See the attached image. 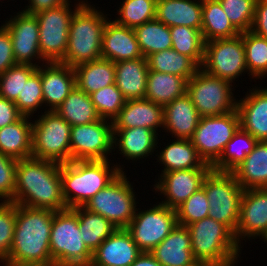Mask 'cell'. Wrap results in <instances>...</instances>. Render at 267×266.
Returning a JSON list of instances; mask_svg holds the SVG:
<instances>
[{
  "instance_id": "816d5d0a",
  "label": "cell",
  "mask_w": 267,
  "mask_h": 266,
  "mask_svg": "<svg viewBox=\"0 0 267 266\" xmlns=\"http://www.w3.org/2000/svg\"><path fill=\"white\" fill-rule=\"evenodd\" d=\"M250 31L267 38V0H257L255 4L254 19Z\"/></svg>"
},
{
  "instance_id": "60d3db41",
  "label": "cell",
  "mask_w": 267,
  "mask_h": 266,
  "mask_svg": "<svg viewBox=\"0 0 267 266\" xmlns=\"http://www.w3.org/2000/svg\"><path fill=\"white\" fill-rule=\"evenodd\" d=\"M243 43L248 76L263 80L267 76V38L246 31L243 32Z\"/></svg>"
},
{
  "instance_id": "d4e9b609",
  "label": "cell",
  "mask_w": 267,
  "mask_h": 266,
  "mask_svg": "<svg viewBox=\"0 0 267 266\" xmlns=\"http://www.w3.org/2000/svg\"><path fill=\"white\" fill-rule=\"evenodd\" d=\"M150 253L162 266H198L186 226L177 225Z\"/></svg>"
},
{
  "instance_id": "ffe728a7",
  "label": "cell",
  "mask_w": 267,
  "mask_h": 266,
  "mask_svg": "<svg viewBox=\"0 0 267 266\" xmlns=\"http://www.w3.org/2000/svg\"><path fill=\"white\" fill-rule=\"evenodd\" d=\"M141 253L126 228H119L92 252L89 266H130Z\"/></svg>"
},
{
  "instance_id": "2e32d148",
  "label": "cell",
  "mask_w": 267,
  "mask_h": 266,
  "mask_svg": "<svg viewBox=\"0 0 267 266\" xmlns=\"http://www.w3.org/2000/svg\"><path fill=\"white\" fill-rule=\"evenodd\" d=\"M10 16L3 25L11 35L16 63L29 64L36 67L40 66L41 62L44 64L46 61L42 58L39 50V25L36 16L25 13L22 10Z\"/></svg>"
},
{
  "instance_id": "bcb514c9",
  "label": "cell",
  "mask_w": 267,
  "mask_h": 266,
  "mask_svg": "<svg viewBox=\"0 0 267 266\" xmlns=\"http://www.w3.org/2000/svg\"><path fill=\"white\" fill-rule=\"evenodd\" d=\"M209 202L203 187L193 193L176 209L177 223L187 226L208 217Z\"/></svg>"
},
{
  "instance_id": "4316f807",
  "label": "cell",
  "mask_w": 267,
  "mask_h": 266,
  "mask_svg": "<svg viewBox=\"0 0 267 266\" xmlns=\"http://www.w3.org/2000/svg\"><path fill=\"white\" fill-rule=\"evenodd\" d=\"M155 19L168 27H202V0H156Z\"/></svg>"
},
{
  "instance_id": "8fae6325",
  "label": "cell",
  "mask_w": 267,
  "mask_h": 266,
  "mask_svg": "<svg viewBox=\"0 0 267 266\" xmlns=\"http://www.w3.org/2000/svg\"><path fill=\"white\" fill-rule=\"evenodd\" d=\"M77 1L74 6L68 0L56 8L35 14L39 25V50L46 62H61L64 59L72 15L85 0ZM70 5L75 8H72L74 11Z\"/></svg>"
},
{
  "instance_id": "e0dca14e",
  "label": "cell",
  "mask_w": 267,
  "mask_h": 266,
  "mask_svg": "<svg viewBox=\"0 0 267 266\" xmlns=\"http://www.w3.org/2000/svg\"><path fill=\"white\" fill-rule=\"evenodd\" d=\"M211 169H184L165 172L158 176L153 185L155 193L163 195L159 203L176 210L193 193L202 187L206 175Z\"/></svg>"
},
{
  "instance_id": "836d02e7",
  "label": "cell",
  "mask_w": 267,
  "mask_h": 266,
  "mask_svg": "<svg viewBox=\"0 0 267 266\" xmlns=\"http://www.w3.org/2000/svg\"><path fill=\"white\" fill-rule=\"evenodd\" d=\"M201 33L205 42L241 34L232 25L219 0H202Z\"/></svg>"
},
{
  "instance_id": "f1b7e54d",
  "label": "cell",
  "mask_w": 267,
  "mask_h": 266,
  "mask_svg": "<svg viewBox=\"0 0 267 266\" xmlns=\"http://www.w3.org/2000/svg\"><path fill=\"white\" fill-rule=\"evenodd\" d=\"M148 71L145 57L115 63V85L126 100L145 98Z\"/></svg>"
},
{
  "instance_id": "f35d334b",
  "label": "cell",
  "mask_w": 267,
  "mask_h": 266,
  "mask_svg": "<svg viewBox=\"0 0 267 266\" xmlns=\"http://www.w3.org/2000/svg\"><path fill=\"white\" fill-rule=\"evenodd\" d=\"M257 142L251 134L239 128L227 143L219 160L212 166V170L232 172L245 160Z\"/></svg>"
},
{
  "instance_id": "83f0119b",
  "label": "cell",
  "mask_w": 267,
  "mask_h": 266,
  "mask_svg": "<svg viewBox=\"0 0 267 266\" xmlns=\"http://www.w3.org/2000/svg\"><path fill=\"white\" fill-rule=\"evenodd\" d=\"M156 152V162L163 166L161 174L184 169H212L199 157L195 146L189 139H173L163 150Z\"/></svg>"
},
{
  "instance_id": "7dc6e473",
  "label": "cell",
  "mask_w": 267,
  "mask_h": 266,
  "mask_svg": "<svg viewBox=\"0 0 267 266\" xmlns=\"http://www.w3.org/2000/svg\"><path fill=\"white\" fill-rule=\"evenodd\" d=\"M232 25L240 32L250 31L257 0H219Z\"/></svg>"
},
{
  "instance_id": "30bf717a",
  "label": "cell",
  "mask_w": 267,
  "mask_h": 266,
  "mask_svg": "<svg viewBox=\"0 0 267 266\" xmlns=\"http://www.w3.org/2000/svg\"><path fill=\"white\" fill-rule=\"evenodd\" d=\"M234 86L235 84L211 76L200 68L187 81L186 93L201 117L220 116L237 108V98L232 92H235Z\"/></svg>"
},
{
  "instance_id": "f546056e",
  "label": "cell",
  "mask_w": 267,
  "mask_h": 266,
  "mask_svg": "<svg viewBox=\"0 0 267 266\" xmlns=\"http://www.w3.org/2000/svg\"><path fill=\"white\" fill-rule=\"evenodd\" d=\"M32 118L22 116L16 122L0 128V152L16 160L32 155Z\"/></svg>"
},
{
  "instance_id": "7a4b0ae2",
  "label": "cell",
  "mask_w": 267,
  "mask_h": 266,
  "mask_svg": "<svg viewBox=\"0 0 267 266\" xmlns=\"http://www.w3.org/2000/svg\"><path fill=\"white\" fill-rule=\"evenodd\" d=\"M54 213L16 204L14 237L4 262L53 265L49 242Z\"/></svg>"
},
{
  "instance_id": "8d00e7d4",
  "label": "cell",
  "mask_w": 267,
  "mask_h": 266,
  "mask_svg": "<svg viewBox=\"0 0 267 266\" xmlns=\"http://www.w3.org/2000/svg\"><path fill=\"white\" fill-rule=\"evenodd\" d=\"M146 59L149 71L178 75L186 81L200 69L190 57L172 48L153 53Z\"/></svg>"
},
{
  "instance_id": "1f68e13d",
  "label": "cell",
  "mask_w": 267,
  "mask_h": 266,
  "mask_svg": "<svg viewBox=\"0 0 267 266\" xmlns=\"http://www.w3.org/2000/svg\"><path fill=\"white\" fill-rule=\"evenodd\" d=\"M76 87L90 95L115 83V63L104 58L79 64L73 68Z\"/></svg>"
},
{
  "instance_id": "5b68a950",
  "label": "cell",
  "mask_w": 267,
  "mask_h": 266,
  "mask_svg": "<svg viewBox=\"0 0 267 266\" xmlns=\"http://www.w3.org/2000/svg\"><path fill=\"white\" fill-rule=\"evenodd\" d=\"M194 258L207 266H235L242 251L234 233L221 222L204 218L186 226Z\"/></svg>"
},
{
  "instance_id": "c3c4849f",
  "label": "cell",
  "mask_w": 267,
  "mask_h": 266,
  "mask_svg": "<svg viewBox=\"0 0 267 266\" xmlns=\"http://www.w3.org/2000/svg\"><path fill=\"white\" fill-rule=\"evenodd\" d=\"M16 223V203L0 202V263L9 255Z\"/></svg>"
},
{
  "instance_id": "f6af8a7d",
  "label": "cell",
  "mask_w": 267,
  "mask_h": 266,
  "mask_svg": "<svg viewBox=\"0 0 267 266\" xmlns=\"http://www.w3.org/2000/svg\"><path fill=\"white\" fill-rule=\"evenodd\" d=\"M37 70L29 64H16L0 75V96L15 101L18 98L24 83Z\"/></svg>"
},
{
  "instance_id": "db71d44e",
  "label": "cell",
  "mask_w": 267,
  "mask_h": 266,
  "mask_svg": "<svg viewBox=\"0 0 267 266\" xmlns=\"http://www.w3.org/2000/svg\"><path fill=\"white\" fill-rule=\"evenodd\" d=\"M68 0H28V6L22 10L25 13L35 15L41 11L56 8ZM27 7V8H26Z\"/></svg>"
},
{
  "instance_id": "e575fe53",
  "label": "cell",
  "mask_w": 267,
  "mask_h": 266,
  "mask_svg": "<svg viewBox=\"0 0 267 266\" xmlns=\"http://www.w3.org/2000/svg\"><path fill=\"white\" fill-rule=\"evenodd\" d=\"M71 209L77 214L82 239L91 252H94L117 229L108 219L83 206Z\"/></svg>"
},
{
  "instance_id": "3957f363",
  "label": "cell",
  "mask_w": 267,
  "mask_h": 266,
  "mask_svg": "<svg viewBox=\"0 0 267 266\" xmlns=\"http://www.w3.org/2000/svg\"><path fill=\"white\" fill-rule=\"evenodd\" d=\"M110 161H70L60 165L62 194L67 208L84 206L121 172H124L122 164L114 165Z\"/></svg>"
},
{
  "instance_id": "9f6ffc18",
  "label": "cell",
  "mask_w": 267,
  "mask_h": 266,
  "mask_svg": "<svg viewBox=\"0 0 267 266\" xmlns=\"http://www.w3.org/2000/svg\"><path fill=\"white\" fill-rule=\"evenodd\" d=\"M2 263L3 266H53V265L30 264V263H19V262H2Z\"/></svg>"
},
{
  "instance_id": "ac0fdd59",
  "label": "cell",
  "mask_w": 267,
  "mask_h": 266,
  "mask_svg": "<svg viewBox=\"0 0 267 266\" xmlns=\"http://www.w3.org/2000/svg\"><path fill=\"white\" fill-rule=\"evenodd\" d=\"M266 234L267 188L246 189L241 198L239 221L234 234L236 241L241 246L243 240L262 239Z\"/></svg>"
},
{
  "instance_id": "681fc988",
  "label": "cell",
  "mask_w": 267,
  "mask_h": 266,
  "mask_svg": "<svg viewBox=\"0 0 267 266\" xmlns=\"http://www.w3.org/2000/svg\"><path fill=\"white\" fill-rule=\"evenodd\" d=\"M18 160L0 152V200L13 202L16 185V165Z\"/></svg>"
},
{
  "instance_id": "5bb4252c",
  "label": "cell",
  "mask_w": 267,
  "mask_h": 266,
  "mask_svg": "<svg viewBox=\"0 0 267 266\" xmlns=\"http://www.w3.org/2000/svg\"><path fill=\"white\" fill-rule=\"evenodd\" d=\"M139 210L137 208L126 230L142 252H150L178 225L177 213L161 203Z\"/></svg>"
},
{
  "instance_id": "52a82bcc",
  "label": "cell",
  "mask_w": 267,
  "mask_h": 266,
  "mask_svg": "<svg viewBox=\"0 0 267 266\" xmlns=\"http://www.w3.org/2000/svg\"><path fill=\"white\" fill-rule=\"evenodd\" d=\"M32 121L31 157L59 164L71 161V125L55 110L45 108L42 115Z\"/></svg>"
},
{
  "instance_id": "b9f144b4",
  "label": "cell",
  "mask_w": 267,
  "mask_h": 266,
  "mask_svg": "<svg viewBox=\"0 0 267 266\" xmlns=\"http://www.w3.org/2000/svg\"><path fill=\"white\" fill-rule=\"evenodd\" d=\"M122 1L116 12L118 13V17L114 20L116 23L134 29L155 19L156 0Z\"/></svg>"
},
{
  "instance_id": "6f0895ef",
  "label": "cell",
  "mask_w": 267,
  "mask_h": 266,
  "mask_svg": "<svg viewBox=\"0 0 267 266\" xmlns=\"http://www.w3.org/2000/svg\"><path fill=\"white\" fill-rule=\"evenodd\" d=\"M262 241H263L264 243H267V234L262 238Z\"/></svg>"
},
{
  "instance_id": "ba28073f",
  "label": "cell",
  "mask_w": 267,
  "mask_h": 266,
  "mask_svg": "<svg viewBox=\"0 0 267 266\" xmlns=\"http://www.w3.org/2000/svg\"><path fill=\"white\" fill-rule=\"evenodd\" d=\"M202 187L209 202L208 217L226 225L235 234L244 189L234 174L211 169Z\"/></svg>"
},
{
  "instance_id": "11a10c76",
  "label": "cell",
  "mask_w": 267,
  "mask_h": 266,
  "mask_svg": "<svg viewBox=\"0 0 267 266\" xmlns=\"http://www.w3.org/2000/svg\"><path fill=\"white\" fill-rule=\"evenodd\" d=\"M130 266H162L150 252H142Z\"/></svg>"
},
{
  "instance_id": "f907efd6",
  "label": "cell",
  "mask_w": 267,
  "mask_h": 266,
  "mask_svg": "<svg viewBox=\"0 0 267 266\" xmlns=\"http://www.w3.org/2000/svg\"><path fill=\"white\" fill-rule=\"evenodd\" d=\"M16 64L11 35L8 29L2 24L0 26V75Z\"/></svg>"
},
{
  "instance_id": "8992f818",
  "label": "cell",
  "mask_w": 267,
  "mask_h": 266,
  "mask_svg": "<svg viewBox=\"0 0 267 266\" xmlns=\"http://www.w3.org/2000/svg\"><path fill=\"white\" fill-rule=\"evenodd\" d=\"M53 266H89L92 252L84 244L77 214L71 209L54 213L50 233Z\"/></svg>"
},
{
  "instance_id": "7402d4cb",
  "label": "cell",
  "mask_w": 267,
  "mask_h": 266,
  "mask_svg": "<svg viewBox=\"0 0 267 266\" xmlns=\"http://www.w3.org/2000/svg\"><path fill=\"white\" fill-rule=\"evenodd\" d=\"M101 57L114 63L143 57L134 29L108 19L102 33Z\"/></svg>"
},
{
  "instance_id": "ee69618b",
  "label": "cell",
  "mask_w": 267,
  "mask_h": 266,
  "mask_svg": "<svg viewBox=\"0 0 267 266\" xmlns=\"http://www.w3.org/2000/svg\"><path fill=\"white\" fill-rule=\"evenodd\" d=\"M14 102L21 114L27 117L33 118L38 109H44L41 75L37 70L24 83L22 92Z\"/></svg>"
},
{
  "instance_id": "74e56055",
  "label": "cell",
  "mask_w": 267,
  "mask_h": 266,
  "mask_svg": "<svg viewBox=\"0 0 267 266\" xmlns=\"http://www.w3.org/2000/svg\"><path fill=\"white\" fill-rule=\"evenodd\" d=\"M143 57L172 48L170 27L154 19L134 28Z\"/></svg>"
},
{
  "instance_id": "9c48e42d",
  "label": "cell",
  "mask_w": 267,
  "mask_h": 266,
  "mask_svg": "<svg viewBox=\"0 0 267 266\" xmlns=\"http://www.w3.org/2000/svg\"><path fill=\"white\" fill-rule=\"evenodd\" d=\"M125 171L94 195L83 207L102 215L117 229L126 228L135 216L136 192Z\"/></svg>"
},
{
  "instance_id": "d590c367",
  "label": "cell",
  "mask_w": 267,
  "mask_h": 266,
  "mask_svg": "<svg viewBox=\"0 0 267 266\" xmlns=\"http://www.w3.org/2000/svg\"><path fill=\"white\" fill-rule=\"evenodd\" d=\"M55 111L71 126L90 124L100 119L90 95L77 87Z\"/></svg>"
},
{
  "instance_id": "9a60e30c",
  "label": "cell",
  "mask_w": 267,
  "mask_h": 266,
  "mask_svg": "<svg viewBox=\"0 0 267 266\" xmlns=\"http://www.w3.org/2000/svg\"><path fill=\"white\" fill-rule=\"evenodd\" d=\"M71 161L111 160L113 123L99 119L90 124L71 126Z\"/></svg>"
},
{
  "instance_id": "484cf974",
  "label": "cell",
  "mask_w": 267,
  "mask_h": 266,
  "mask_svg": "<svg viewBox=\"0 0 267 266\" xmlns=\"http://www.w3.org/2000/svg\"><path fill=\"white\" fill-rule=\"evenodd\" d=\"M163 118L161 105L142 98L126 100L119 115L112 123L113 128L145 127L158 134L160 128L163 130Z\"/></svg>"
},
{
  "instance_id": "4dcf8cb0",
  "label": "cell",
  "mask_w": 267,
  "mask_h": 266,
  "mask_svg": "<svg viewBox=\"0 0 267 266\" xmlns=\"http://www.w3.org/2000/svg\"><path fill=\"white\" fill-rule=\"evenodd\" d=\"M232 173L244 190L267 188V141H258Z\"/></svg>"
},
{
  "instance_id": "4fadbf2b",
  "label": "cell",
  "mask_w": 267,
  "mask_h": 266,
  "mask_svg": "<svg viewBox=\"0 0 267 266\" xmlns=\"http://www.w3.org/2000/svg\"><path fill=\"white\" fill-rule=\"evenodd\" d=\"M207 74L235 83L240 75L248 74L243 33L233 38L205 42L204 58L200 67Z\"/></svg>"
},
{
  "instance_id": "277c9868",
  "label": "cell",
  "mask_w": 267,
  "mask_h": 266,
  "mask_svg": "<svg viewBox=\"0 0 267 266\" xmlns=\"http://www.w3.org/2000/svg\"><path fill=\"white\" fill-rule=\"evenodd\" d=\"M95 5L84 1L72 15L68 44L64 59L61 63L72 68L101 58L102 33L106 14Z\"/></svg>"
},
{
  "instance_id": "6da1fadb",
  "label": "cell",
  "mask_w": 267,
  "mask_h": 266,
  "mask_svg": "<svg viewBox=\"0 0 267 266\" xmlns=\"http://www.w3.org/2000/svg\"><path fill=\"white\" fill-rule=\"evenodd\" d=\"M60 165L34 157L18 160L13 202L55 212L67 209L62 194Z\"/></svg>"
},
{
  "instance_id": "d6986e66",
  "label": "cell",
  "mask_w": 267,
  "mask_h": 266,
  "mask_svg": "<svg viewBox=\"0 0 267 266\" xmlns=\"http://www.w3.org/2000/svg\"><path fill=\"white\" fill-rule=\"evenodd\" d=\"M37 71L41 75L43 105L53 111L76 87L74 69L61 62H45Z\"/></svg>"
},
{
  "instance_id": "603a6c76",
  "label": "cell",
  "mask_w": 267,
  "mask_h": 266,
  "mask_svg": "<svg viewBox=\"0 0 267 266\" xmlns=\"http://www.w3.org/2000/svg\"><path fill=\"white\" fill-rule=\"evenodd\" d=\"M157 135L161 137L145 127L113 128V152L117 148V153L119 151V154L128 161L147 159L156 152L155 149L159 148Z\"/></svg>"
},
{
  "instance_id": "cb8c5ba5",
  "label": "cell",
  "mask_w": 267,
  "mask_h": 266,
  "mask_svg": "<svg viewBox=\"0 0 267 266\" xmlns=\"http://www.w3.org/2000/svg\"><path fill=\"white\" fill-rule=\"evenodd\" d=\"M163 117L164 132H169L175 139L189 140L201 118L187 93L165 105Z\"/></svg>"
},
{
  "instance_id": "7bdbcfd3",
  "label": "cell",
  "mask_w": 267,
  "mask_h": 266,
  "mask_svg": "<svg viewBox=\"0 0 267 266\" xmlns=\"http://www.w3.org/2000/svg\"><path fill=\"white\" fill-rule=\"evenodd\" d=\"M91 100L101 119L113 121L126 103L121 91L114 84L90 94Z\"/></svg>"
},
{
  "instance_id": "ab89813d",
  "label": "cell",
  "mask_w": 267,
  "mask_h": 266,
  "mask_svg": "<svg viewBox=\"0 0 267 266\" xmlns=\"http://www.w3.org/2000/svg\"><path fill=\"white\" fill-rule=\"evenodd\" d=\"M172 49L190 57L199 67L204 58L205 41L201 29L187 26L170 27Z\"/></svg>"
},
{
  "instance_id": "f5cc1de1",
  "label": "cell",
  "mask_w": 267,
  "mask_h": 266,
  "mask_svg": "<svg viewBox=\"0 0 267 266\" xmlns=\"http://www.w3.org/2000/svg\"><path fill=\"white\" fill-rule=\"evenodd\" d=\"M22 116L14 101L0 96V128L16 122Z\"/></svg>"
},
{
  "instance_id": "7c38bea8",
  "label": "cell",
  "mask_w": 267,
  "mask_h": 266,
  "mask_svg": "<svg viewBox=\"0 0 267 266\" xmlns=\"http://www.w3.org/2000/svg\"><path fill=\"white\" fill-rule=\"evenodd\" d=\"M239 128L237 109L220 116H203L190 140L199 157L212 167Z\"/></svg>"
},
{
  "instance_id": "d6a6232c",
  "label": "cell",
  "mask_w": 267,
  "mask_h": 266,
  "mask_svg": "<svg viewBox=\"0 0 267 266\" xmlns=\"http://www.w3.org/2000/svg\"><path fill=\"white\" fill-rule=\"evenodd\" d=\"M186 86L187 81L178 75L148 71L145 98L164 107L183 96Z\"/></svg>"
},
{
  "instance_id": "44dd1931",
  "label": "cell",
  "mask_w": 267,
  "mask_h": 266,
  "mask_svg": "<svg viewBox=\"0 0 267 266\" xmlns=\"http://www.w3.org/2000/svg\"><path fill=\"white\" fill-rule=\"evenodd\" d=\"M251 89L243 98L237 99L240 128L257 141H267V86Z\"/></svg>"
}]
</instances>
